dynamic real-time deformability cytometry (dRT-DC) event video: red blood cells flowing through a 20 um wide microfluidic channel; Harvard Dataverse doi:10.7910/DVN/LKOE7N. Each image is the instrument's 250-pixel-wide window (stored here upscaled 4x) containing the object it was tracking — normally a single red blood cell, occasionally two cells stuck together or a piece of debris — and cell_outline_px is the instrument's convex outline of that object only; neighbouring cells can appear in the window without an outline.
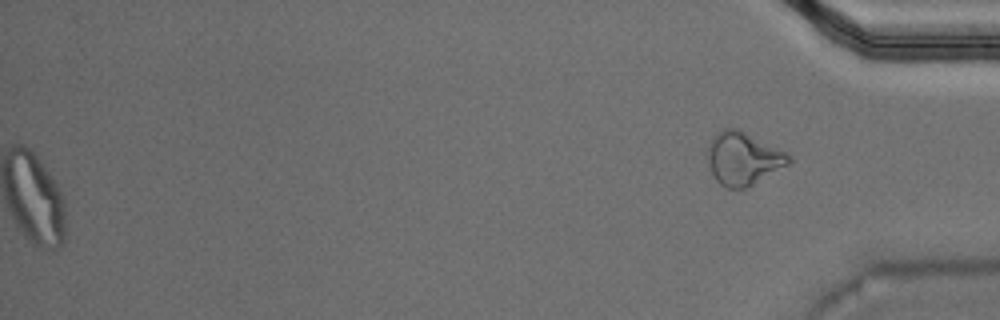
{"species": "Egyptian fruit bat (a non-hibernating species)", "species_latin": "Rousettus aegyptiacus", "temperature_condition": "warm", "stored_images_in_passage": 47, "segment_of_instrument_passage": [2, 2], "camera_frame_rate_fps": 3000, "um_per_image_px": 0.085, "animal": {"sex": "male"}, "frame": {"image": 1, "passage_image": 47, "time_ms": 15.333, "image_size_px": [1000, 320], "cell_outline_px": [[792, 160], [788, 164], [752, 184], [744, 188], [728, 188], [720, 184], [716, 180], [708, 164], [708, 144], [716, 132], [724, 128], [736, 128], [792, 156]], "centroid_in_image_um": [63.12, 13.47], "position_along_channel_um": 372.1, "area_um2": 24.33}}